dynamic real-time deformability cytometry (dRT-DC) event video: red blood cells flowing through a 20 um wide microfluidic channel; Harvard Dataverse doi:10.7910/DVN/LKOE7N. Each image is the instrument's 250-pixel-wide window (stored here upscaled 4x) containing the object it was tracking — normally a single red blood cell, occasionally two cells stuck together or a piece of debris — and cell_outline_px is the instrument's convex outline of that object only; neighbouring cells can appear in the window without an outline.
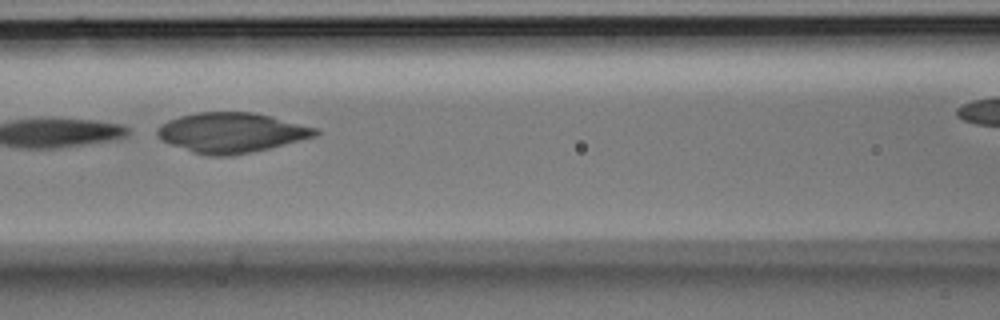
{"species": "Egyptian fruit bat (a non-hibernating species)", "species_latin": "Rousettus aegyptiacus", "temperature_condition": "room temperature", "stored_images_in_passage": 8, "segment_of_instrument_passage": [2, 3], "camera_frame_rate_fps": 3000, "um_per_image_px": 0.085, "animal": {"sex": "male"}, "frame": {"image": 1, "passage_image": 6, "time_ms": 1.667, "image_size_px": [1000, 320], "cell_outline_px": [[320, 132], [316, 136], [252, 152], [232, 156], [208, 156], [192, 152], [160, 140], [156, 136], [156, 128], [160, 124], [168, 120], [180, 116], [196, 112], [252, 112], [320, 128]], "centroid_in_image_um": [19.64, 11.27], "position_along_channel_um": 147.0, "area_um2": 36.93}}
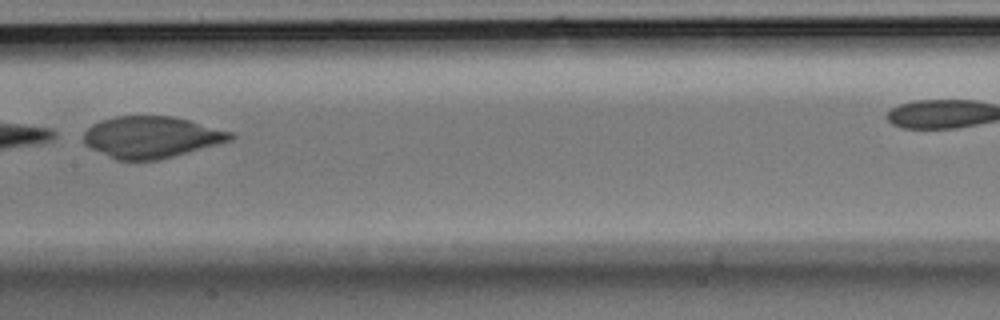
{"frame": {"image": 2, "passage_image": 7, "time_ms": 2.0, "image_size_px": [1000, 320], "cell_outline_px": [[236, 136], [232, 140], [160, 160], [116, 160], [84, 144], [84, 132], [92, 124], [116, 116], [172, 116], [188, 120], [232, 132]], "centroid_in_image_um": [12.88, 11.66], "position_along_channel_um": 194.5, "area_um2": 35.32}}